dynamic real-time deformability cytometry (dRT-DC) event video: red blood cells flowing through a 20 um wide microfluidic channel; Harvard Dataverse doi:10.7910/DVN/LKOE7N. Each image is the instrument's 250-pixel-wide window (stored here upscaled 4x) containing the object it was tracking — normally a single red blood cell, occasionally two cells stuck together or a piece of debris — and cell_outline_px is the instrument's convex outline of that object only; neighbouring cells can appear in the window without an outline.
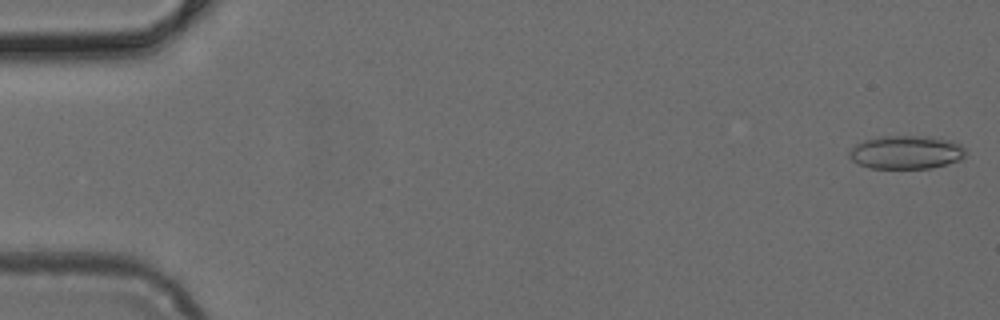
{"species": "common noctule bat (a hibernating species)", "species_latin": "Nyctalus noctula", "temperature_condition": "cold", "stored_images_in_passage": 5, "camera_frame_rate_fps": 3000, "um_per_image_px": 0.085, "animal": {"sex": "female", "body_mass_g": 24.6, "forearm_length_mm": 56.2}, "frame": {"image": 1, "passage_image": 1, "time_ms": 0.0, "image_size_px": [1000, 320], "cell_outline_px": [[968, 152], [964, 156], [956, 160], [932, 168], [872, 168], [860, 164], [852, 160], [848, 156], [848, 152], [856, 144], [864, 140], [880, 136], [928, 136], [956, 140]], "centroid_in_image_um": [77.04, 12.92], "position_along_channel_um": 8.0, "area_um2": 22.72}}
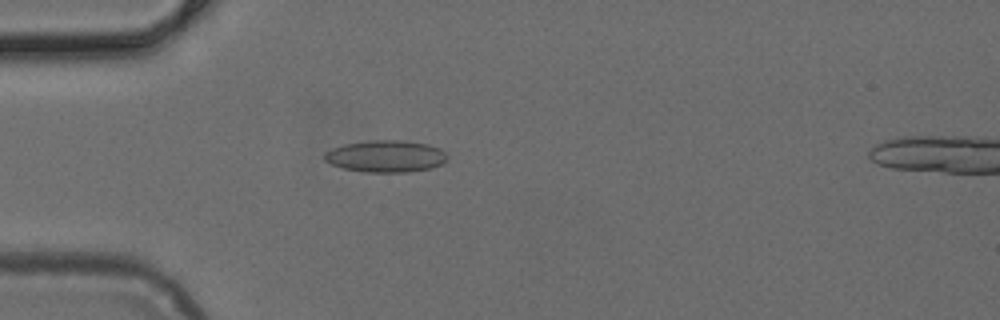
{"frame": {"image": 2, "passage_image": 4, "time_ms": 1.0, "image_size_px": [1000, 320], "cell_outline_px": [[448, 156], [444, 164], [432, 168], [408, 172], [364, 172], [344, 168], [332, 164], [324, 160], [324, 152], [332, 148], [344, 144], [368, 140], [404, 140], [428, 144], [440, 148]], "centroid_in_image_um": [32.81, 13.28], "position_along_channel_um": 52.2, "area_um2": 23.06}}